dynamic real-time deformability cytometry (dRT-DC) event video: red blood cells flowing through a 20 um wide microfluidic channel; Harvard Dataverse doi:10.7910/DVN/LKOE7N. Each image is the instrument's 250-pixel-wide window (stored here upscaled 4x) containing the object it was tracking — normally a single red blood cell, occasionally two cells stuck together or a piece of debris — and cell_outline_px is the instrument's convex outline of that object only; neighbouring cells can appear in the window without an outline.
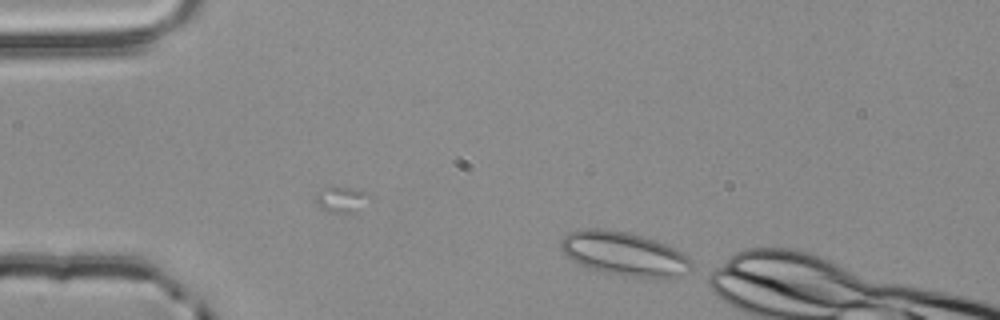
{"species": "common noctule bat (a hibernating species)", "species_latin": "Nyctalus noctula", "temperature_condition": "room temperature", "stored_images_in_passage": 3, "camera_frame_rate_fps": 3000, "um_per_image_px": 0.085, "animal": {"sex": "male", "body_mass_g": 20.4}, "frame": {"image": 1, "passage_image": 2, "time_ms": 0.333, "image_size_px": [1000, 320], "cell_outline_px": [[692, 268], [676, 276], [632, 276], [604, 272], [588, 268], [572, 260], [560, 248], [560, 240], [568, 232], [580, 228], [600, 228], [624, 232], [656, 240], [668, 244], [676, 248], [688, 256], [692, 260]], "centroid_in_image_um": [53.02, 21.53], "position_along_channel_um": 32.0, "area_um2": 32.89}}